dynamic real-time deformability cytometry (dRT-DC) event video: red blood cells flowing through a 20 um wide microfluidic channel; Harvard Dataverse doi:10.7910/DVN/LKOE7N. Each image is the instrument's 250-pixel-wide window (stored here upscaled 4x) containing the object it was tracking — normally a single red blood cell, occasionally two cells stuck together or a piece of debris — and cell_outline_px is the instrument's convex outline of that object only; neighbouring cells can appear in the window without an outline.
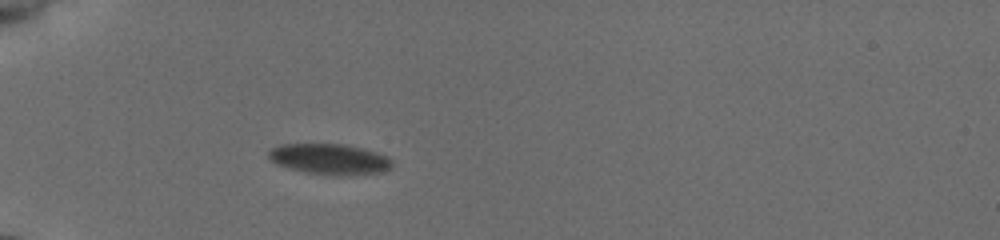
{"species": "common noctule bat (a hibernating species)", "species_latin": "Nyctalus noctula", "temperature_condition": "cold", "stored_images_in_passage": 8, "camera_frame_rate_fps": 3000, "um_per_image_px": 0.085, "animal": {"sex": "female", "body_mass_g": 19.5, "forearm_length_mm": 54.1}, "frame": {"image": 1, "passage_image": 1, "time_ms": 0.0, "image_size_px": [1000, 240], "cell_outline_px": [[392, 164], [388, 168], [380, 172], [340, 176], [336, 176], [304, 172], [280, 164], [272, 160], [268, 156], [268, 152], [272, 148], [280, 144], [344, 144], [360, 148], [384, 156], [392, 160]], "centroid_in_image_um": [27.98, 13.52], "position_along_channel_um": 57.0, "area_um2": 21.56}}
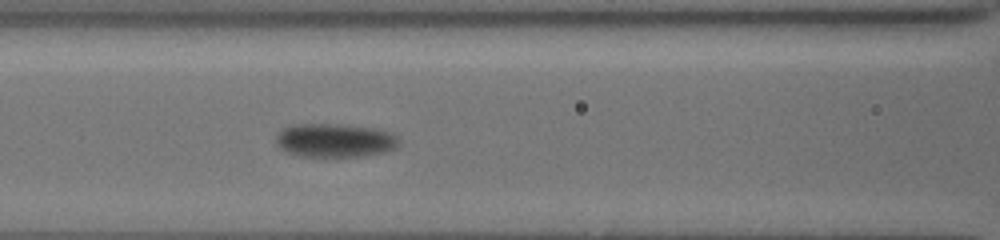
{"frame": {"image": 2, "passage_image": 4, "time_ms": 2.667, "image_size_px": [1000, 240], "cell_outline_px": [[400, 140], [396, 148], [384, 152], [364, 156], [296, 156], [280, 148], [276, 144], [276, 136], [284, 128], [292, 124], [348, 124], [376, 128], [388, 132], [396, 136]], "centroid_in_image_um": [28.47, 11.92], "position_along_channel_um": 138.1, "area_um2": 24.28}}
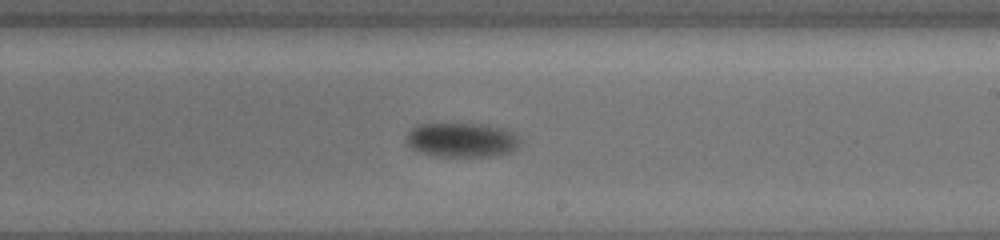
{"frame": {"image": 3, "passage_image": 8, "time_ms": 5.667, "image_size_px": [1000, 240], "cell_outline_px": [[520, 144], [512, 152], [496, 156], [432, 156], [416, 152], [408, 144], [408, 132], [412, 128], [420, 124], [484, 124], [504, 128], [512, 132], [520, 140]], "centroid_in_image_um": [39.27, 11.91], "position_along_channel_um": 249.7, "area_um2": 22.89}}